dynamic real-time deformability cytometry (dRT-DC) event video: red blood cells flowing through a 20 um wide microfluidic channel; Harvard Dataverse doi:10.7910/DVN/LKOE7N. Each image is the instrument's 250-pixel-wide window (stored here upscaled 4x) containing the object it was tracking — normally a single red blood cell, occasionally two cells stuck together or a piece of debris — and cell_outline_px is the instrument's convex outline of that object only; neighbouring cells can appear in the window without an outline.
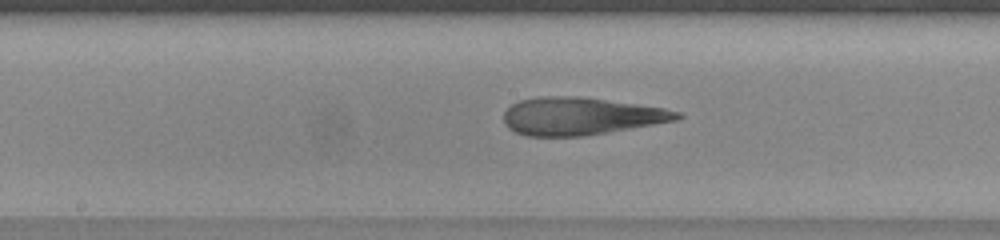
{"species": "human", "species_latin": "Homo sapiens", "temperature_condition": "warm", "stored_images_in_passage": 51, "camera_frame_rate_fps": 3000, "um_per_image_px": 0.085, "donor": {"sex": "female"}, "frame": {"image": 1, "passage_image": 27, "time_ms": 8.667, "image_size_px": [1000, 240], "cell_outline_px": [[684, 116], [680, 120], [580, 136], [528, 136], [516, 132], [508, 128], [504, 124], [504, 112], [512, 104], [520, 100], [536, 96], [576, 96], [664, 108], [680, 112]], "centroid_in_image_um": [49.34, 9.87], "position_along_channel_um": 198.9, "area_um2": 37.69}}
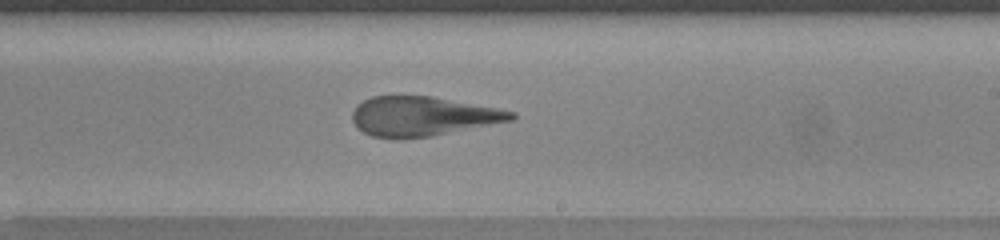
{"frame": {"image": 2, "passage_image": 31, "time_ms": 10.0, "image_size_px": [1000, 240], "cell_outline_px": [[516, 116], [512, 120], [432, 136], [404, 140], [396, 140], [372, 136], [356, 128], [352, 120], [352, 112], [356, 104], [372, 96], [432, 96], [500, 108], [516, 112]], "centroid_in_image_um": [35.89, 9.9], "position_along_channel_um": 253.1, "area_um2": 37.05}}
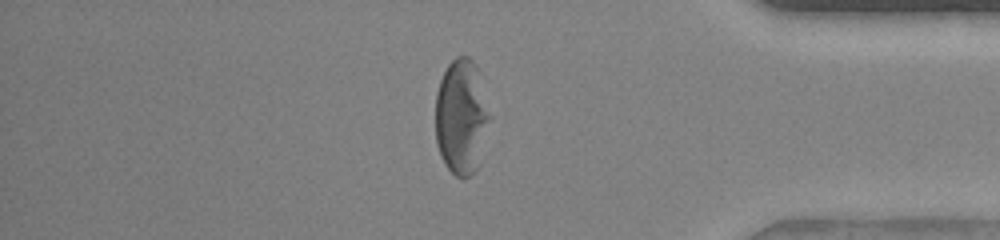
{"frame": {"image": 3, "passage_image": 43, "time_ms": 14.0, "image_size_px": [1000, 240], "cell_outline_px": [[492, 116], [476, 168], [472, 176], [456, 176], [444, 164], [440, 156], [436, 144], [436, 92], [440, 80], [448, 64], [456, 56], [468, 56], [476, 64], [480, 72]], "centroid_in_image_um": [39.24, 9.88], "position_along_channel_um": 396.0, "area_um2": 36.88}, "authors_computed_cell_mechanics": {"area_um2": 39.7086, "velocity_mm_per_s": 4.0904, "shape_relaxation_time_tau1_ms": null, "shape_relaxation_time_tau2_ms": 1.0408, "deformation_change_tau1": null, "deformation_change_tau2": 0.0999}}